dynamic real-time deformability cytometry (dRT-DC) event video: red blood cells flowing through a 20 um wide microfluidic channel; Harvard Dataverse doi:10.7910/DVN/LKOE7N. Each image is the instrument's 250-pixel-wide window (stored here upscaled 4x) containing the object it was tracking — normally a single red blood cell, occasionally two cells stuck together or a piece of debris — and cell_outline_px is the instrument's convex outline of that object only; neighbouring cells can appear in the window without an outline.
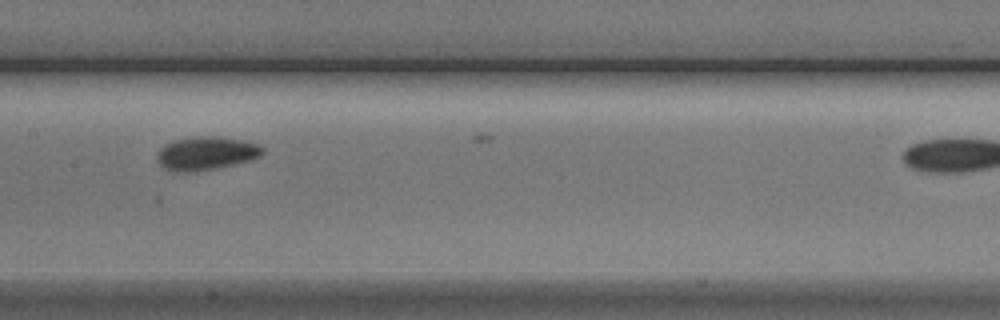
{"species": "Egyptian fruit bat (a non-hibernating species)", "species_latin": "Rousettus aegyptiacus", "temperature_condition": "cold", "stored_images_in_passage": 7, "camera_frame_rate_fps": 3000, "um_per_image_px": 0.085, "animal": {"sex": "male"}, "frame": {"image": 1, "passage_image": 6, "time_ms": 5.667, "image_size_px": [1000, 320], "cell_outline_px": [[264, 152], [260, 156], [252, 160], [216, 168], [188, 172], [172, 172], [164, 168], [156, 160], [156, 156], [160, 148], [164, 144], [172, 140], [188, 136], [216, 136], [244, 140], [256, 144], [264, 148]], "centroid_in_image_um": [17.48, 13.02], "position_along_channel_um": 189.9, "area_um2": 20.87}}